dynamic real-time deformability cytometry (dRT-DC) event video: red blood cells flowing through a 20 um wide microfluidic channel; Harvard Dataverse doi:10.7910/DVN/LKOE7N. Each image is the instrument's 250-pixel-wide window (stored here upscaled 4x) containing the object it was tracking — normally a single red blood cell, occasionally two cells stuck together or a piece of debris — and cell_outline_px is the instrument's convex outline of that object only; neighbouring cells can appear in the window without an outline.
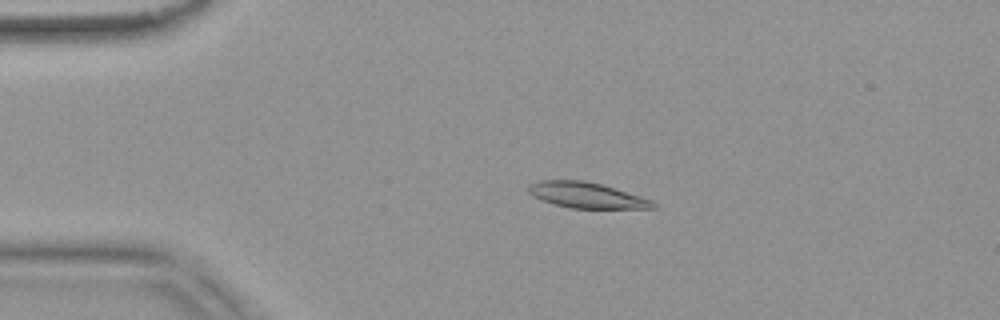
{"species": "common noctule bat (a hibernating species)", "species_latin": "Nyctalus noctula", "temperature_condition": "warm", "stored_images_in_passage": 53, "camera_frame_rate_fps": 3000, "um_per_image_px": 0.085, "animal": {"sex": "female", "body_mass_g": 18.4}, "frame": {"image": 1, "passage_image": 11, "time_ms": 3.333, "image_size_px": [1000, 320], "cell_outline_px": [[656, 208], [572, 208], [540, 200], [532, 196], [528, 192], [528, 184], [540, 180], [584, 180], [600, 184], [640, 196], [652, 200], [656, 204]], "centroid_in_image_um": [49.81, 16.58], "position_along_channel_um": 35.2, "area_um2": 18.5}}
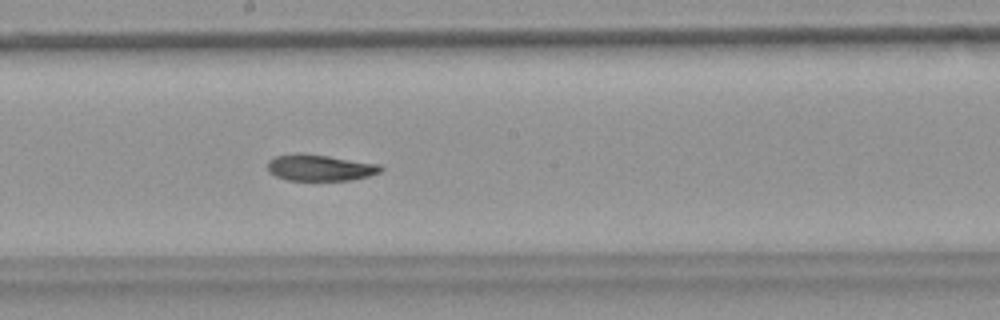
{"frame": {"image": 2, "passage_image": 29, "time_ms": 9.333, "image_size_px": [1000, 320], "cell_outline_px": [[384, 168], [380, 172], [368, 176], [352, 180], [288, 180], [276, 176], [268, 172], [268, 160], [276, 156], [296, 152], [328, 156], [380, 164]], "centroid_in_image_um": [27.18, 14.25], "position_along_channel_um": 221.0, "area_um2": 17.4}}
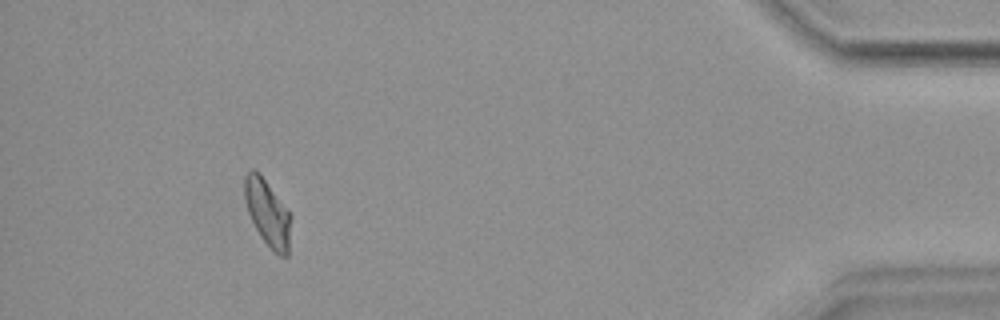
{"frame": {"image": 3, "passage_image": 49, "time_ms": 16.0, "image_size_px": [1000, 320], "cell_outline_px": [[292, 216], [288, 256], [280, 256], [260, 236], [248, 212], [244, 200], [244, 176], [252, 168], [264, 180]], "centroid_in_image_um": [22.75, 18.12], "position_along_channel_um": 412.5, "area_um2": 17.46}, "authors_computed_cell_mechanics": {"area_um2": 18.4382, "velocity_mm_per_s": 3.7785, "shape_relaxation_time_tau1_ms": null, "shape_relaxation_time_tau2_ms": 4.9167, "deformation_change_tau1": null, "deformation_change_tau2": 0.1097}}